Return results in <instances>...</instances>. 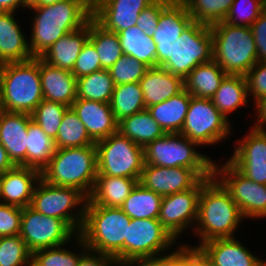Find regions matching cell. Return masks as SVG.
<instances>
[{
	"mask_svg": "<svg viewBox=\"0 0 266 266\" xmlns=\"http://www.w3.org/2000/svg\"><path fill=\"white\" fill-rule=\"evenodd\" d=\"M33 10L29 49L40 57L62 36L85 26L93 15V0H66L52 5H29Z\"/></svg>",
	"mask_w": 266,
	"mask_h": 266,
	"instance_id": "cell-1",
	"label": "cell"
},
{
	"mask_svg": "<svg viewBox=\"0 0 266 266\" xmlns=\"http://www.w3.org/2000/svg\"><path fill=\"white\" fill-rule=\"evenodd\" d=\"M243 214L230 193L212 176L201 189L194 235L200 244L189 248L198 249L203 243L214 239L234 238Z\"/></svg>",
	"mask_w": 266,
	"mask_h": 266,
	"instance_id": "cell-2",
	"label": "cell"
},
{
	"mask_svg": "<svg viewBox=\"0 0 266 266\" xmlns=\"http://www.w3.org/2000/svg\"><path fill=\"white\" fill-rule=\"evenodd\" d=\"M131 218L120 207L86 205L80 236L88 249L115 259L124 265V241Z\"/></svg>",
	"mask_w": 266,
	"mask_h": 266,
	"instance_id": "cell-3",
	"label": "cell"
},
{
	"mask_svg": "<svg viewBox=\"0 0 266 266\" xmlns=\"http://www.w3.org/2000/svg\"><path fill=\"white\" fill-rule=\"evenodd\" d=\"M97 177L96 145L56 149L41 179L55 186L80 190L87 198Z\"/></svg>",
	"mask_w": 266,
	"mask_h": 266,
	"instance_id": "cell-4",
	"label": "cell"
},
{
	"mask_svg": "<svg viewBox=\"0 0 266 266\" xmlns=\"http://www.w3.org/2000/svg\"><path fill=\"white\" fill-rule=\"evenodd\" d=\"M0 99L5 112L31 114L43 100L39 57L0 65Z\"/></svg>",
	"mask_w": 266,
	"mask_h": 266,
	"instance_id": "cell-5",
	"label": "cell"
},
{
	"mask_svg": "<svg viewBox=\"0 0 266 266\" xmlns=\"http://www.w3.org/2000/svg\"><path fill=\"white\" fill-rule=\"evenodd\" d=\"M213 60L210 26L192 21L176 42L157 47V66L183 79L198 65Z\"/></svg>",
	"mask_w": 266,
	"mask_h": 266,
	"instance_id": "cell-6",
	"label": "cell"
},
{
	"mask_svg": "<svg viewBox=\"0 0 266 266\" xmlns=\"http://www.w3.org/2000/svg\"><path fill=\"white\" fill-rule=\"evenodd\" d=\"M213 60L226 74L243 75L258 62L253 33L248 26L217 22L210 26Z\"/></svg>",
	"mask_w": 266,
	"mask_h": 266,
	"instance_id": "cell-7",
	"label": "cell"
},
{
	"mask_svg": "<svg viewBox=\"0 0 266 266\" xmlns=\"http://www.w3.org/2000/svg\"><path fill=\"white\" fill-rule=\"evenodd\" d=\"M198 146L180 133H165L144 147V163L159 167H186L201 178H211L214 161L198 152Z\"/></svg>",
	"mask_w": 266,
	"mask_h": 266,
	"instance_id": "cell-8",
	"label": "cell"
},
{
	"mask_svg": "<svg viewBox=\"0 0 266 266\" xmlns=\"http://www.w3.org/2000/svg\"><path fill=\"white\" fill-rule=\"evenodd\" d=\"M87 200L76 188L55 186L40 179L34 189L30 207L43 215L64 220L78 234L84 222Z\"/></svg>",
	"mask_w": 266,
	"mask_h": 266,
	"instance_id": "cell-9",
	"label": "cell"
},
{
	"mask_svg": "<svg viewBox=\"0 0 266 266\" xmlns=\"http://www.w3.org/2000/svg\"><path fill=\"white\" fill-rule=\"evenodd\" d=\"M97 176H114L140 180L144 167V148L119 132L95 143Z\"/></svg>",
	"mask_w": 266,
	"mask_h": 266,
	"instance_id": "cell-10",
	"label": "cell"
},
{
	"mask_svg": "<svg viewBox=\"0 0 266 266\" xmlns=\"http://www.w3.org/2000/svg\"><path fill=\"white\" fill-rule=\"evenodd\" d=\"M229 122L211 99L192 96L180 134L196 142L199 147L219 144L232 134Z\"/></svg>",
	"mask_w": 266,
	"mask_h": 266,
	"instance_id": "cell-11",
	"label": "cell"
},
{
	"mask_svg": "<svg viewBox=\"0 0 266 266\" xmlns=\"http://www.w3.org/2000/svg\"><path fill=\"white\" fill-rule=\"evenodd\" d=\"M213 176L230 193L244 220L266 218V185L248 179L228 160L223 165L214 160Z\"/></svg>",
	"mask_w": 266,
	"mask_h": 266,
	"instance_id": "cell-12",
	"label": "cell"
},
{
	"mask_svg": "<svg viewBox=\"0 0 266 266\" xmlns=\"http://www.w3.org/2000/svg\"><path fill=\"white\" fill-rule=\"evenodd\" d=\"M20 237L31 253L72 241L77 233L59 218L43 215L27 206L22 209Z\"/></svg>",
	"mask_w": 266,
	"mask_h": 266,
	"instance_id": "cell-13",
	"label": "cell"
},
{
	"mask_svg": "<svg viewBox=\"0 0 266 266\" xmlns=\"http://www.w3.org/2000/svg\"><path fill=\"white\" fill-rule=\"evenodd\" d=\"M176 242L158 219H131L127 240L124 241V264L168 253L167 250L175 247Z\"/></svg>",
	"mask_w": 266,
	"mask_h": 266,
	"instance_id": "cell-14",
	"label": "cell"
},
{
	"mask_svg": "<svg viewBox=\"0 0 266 266\" xmlns=\"http://www.w3.org/2000/svg\"><path fill=\"white\" fill-rule=\"evenodd\" d=\"M209 179L202 178L191 189L162 197L158 220L176 240L184 230H194L201 189Z\"/></svg>",
	"mask_w": 266,
	"mask_h": 266,
	"instance_id": "cell-15",
	"label": "cell"
},
{
	"mask_svg": "<svg viewBox=\"0 0 266 266\" xmlns=\"http://www.w3.org/2000/svg\"><path fill=\"white\" fill-rule=\"evenodd\" d=\"M236 140L233 155L228 161L255 183L266 185V129H251Z\"/></svg>",
	"mask_w": 266,
	"mask_h": 266,
	"instance_id": "cell-16",
	"label": "cell"
},
{
	"mask_svg": "<svg viewBox=\"0 0 266 266\" xmlns=\"http://www.w3.org/2000/svg\"><path fill=\"white\" fill-rule=\"evenodd\" d=\"M201 179L190 168L144 164L139 183L163 197L191 189Z\"/></svg>",
	"mask_w": 266,
	"mask_h": 266,
	"instance_id": "cell-17",
	"label": "cell"
},
{
	"mask_svg": "<svg viewBox=\"0 0 266 266\" xmlns=\"http://www.w3.org/2000/svg\"><path fill=\"white\" fill-rule=\"evenodd\" d=\"M31 114L0 111V143L16 166L27 167V131Z\"/></svg>",
	"mask_w": 266,
	"mask_h": 266,
	"instance_id": "cell-18",
	"label": "cell"
},
{
	"mask_svg": "<svg viewBox=\"0 0 266 266\" xmlns=\"http://www.w3.org/2000/svg\"><path fill=\"white\" fill-rule=\"evenodd\" d=\"M41 172L26 166H14L2 174L0 203L25 208L30 206Z\"/></svg>",
	"mask_w": 266,
	"mask_h": 266,
	"instance_id": "cell-19",
	"label": "cell"
},
{
	"mask_svg": "<svg viewBox=\"0 0 266 266\" xmlns=\"http://www.w3.org/2000/svg\"><path fill=\"white\" fill-rule=\"evenodd\" d=\"M71 107L95 143L118 132V122L110 103L76 99Z\"/></svg>",
	"mask_w": 266,
	"mask_h": 266,
	"instance_id": "cell-20",
	"label": "cell"
},
{
	"mask_svg": "<svg viewBox=\"0 0 266 266\" xmlns=\"http://www.w3.org/2000/svg\"><path fill=\"white\" fill-rule=\"evenodd\" d=\"M197 250L214 266H262L263 259L235 237L210 240Z\"/></svg>",
	"mask_w": 266,
	"mask_h": 266,
	"instance_id": "cell-21",
	"label": "cell"
},
{
	"mask_svg": "<svg viewBox=\"0 0 266 266\" xmlns=\"http://www.w3.org/2000/svg\"><path fill=\"white\" fill-rule=\"evenodd\" d=\"M43 99L71 107L77 99V78L71 71L49 65L39 57Z\"/></svg>",
	"mask_w": 266,
	"mask_h": 266,
	"instance_id": "cell-22",
	"label": "cell"
},
{
	"mask_svg": "<svg viewBox=\"0 0 266 266\" xmlns=\"http://www.w3.org/2000/svg\"><path fill=\"white\" fill-rule=\"evenodd\" d=\"M16 12H0V65L33 59Z\"/></svg>",
	"mask_w": 266,
	"mask_h": 266,
	"instance_id": "cell-23",
	"label": "cell"
},
{
	"mask_svg": "<svg viewBox=\"0 0 266 266\" xmlns=\"http://www.w3.org/2000/svg\"><path fill=\"white\" fill-rule=\"evenodd\" d=\"M146 109L159 104L184 89V79L162 67H150L140 79Z\"/></svg>",
	"mask_w": 266,
	"mask_h": 266,
	"instance_id": "cell-24",
	"label": "cell"
},
{
	"mask_svg": "<svg viewBox=\"0 0 266 266\" xmlns=\"http://www.w3.org/2000/svg\"><path fill=\"white\" fill-rule=\"evenodd\" d=\"M89 38V22L62 36L40 58L51 66L72 71L83 45Z\"/></svg>",
	"mask_w": 266,
	"mask_h": 266,
	"instance_id": "cell-25",
	"label": "cell"
},
{
	"mask_svg": "<svg viewBox=\"0 0 266 266\" xmlns=\"http://www.w3.org/2000/svg\"><path fill=\"white\" fill-rule=\"evenodd\" d=\"M192 21L185 5L180 0H172L159 15L152 39L157 47H167L177 41Z\"/></svg>",
	"mask_w": 266,
	"mask_h": 266,
	"instance_id": "cell-26",
	"label": "cell"
},
{
	"mask_svg": "<svg viewBox=\"0 0 266 266\" xmlns=\"http://www.w3.org/2000/svg\"><path fill=\"white\" fill-rule=\"evenodd\" d=\"M138 182L134 178L97 176L86 205L121 207Z\"/></svg>",
	"mask_w": 266,
	"mask_h": 266,
	"instance_id": "cell-27",
	"label": "cell"
},
{
	"mask_svg": "<svg viewBox=\"0 0 266 266\" xmlns=\"http://www.w3.org/2000/svg\"><path fill=\"white\" fill-rule=\"evenodd\" d=\"M191 95L183 89L169 99L147 108L165 133H180L188 112Z\"/></svg>",
	"mask_w": 266,
	"mask_h": 266,
	"instance_id": "cell-28",
	"label": "cell"
},
{
	"mask_svg": "<svg viewBox=\"0 0 266 266\" xmlns=\"http://www.w3.org/2000/svg\"><path fill=\"white\" fill-rule=\"evenodd\" d=\"M227 74L214 61L198 65L184 78V89L193 97L211 99Z\"/></svg>",
	"mask_w": 266,
	"mask_h": 266,
	"instance_id": "cell-29",
	"label": "cell"
},
{
	"mask_svg": "<svg viewBox=\"0 0 266 266\" xmlns=\"http://www.w3.org/2000/svg\"><path fill=\"white\" fill-rule=\"evenodd\" d=\"M247 81L243 75L227 74L211 98L214 106L229 121L230 113L248 106Z\"/></svg>",
	"mask_w": 266,
	"mask_h": 266,
	"instance_id": "cell-30",
	"label": "cell"
},
{
	"mask_svg": "<svg viewBox=\"0 0 266 266\" xmlns=\"http://www.w3.org/2000/svg\"><path fill=\"white\" fill-rule=\"evenodd\" d=\"M118 132L143 148L165 134L147 109L118 122Z\"/></svg>",
	"mask_w": 266,
	"mask_h": 266,
	"instance_id": "cell-31",
	"label": "cell"
},
{
	"mask_svg": "<svg viewBox=\"0 0 266 266\" xmlns=\"http://www.w3.org/2000/svg\"><path fill=\"white\" fill-rule=\"evenodd\" d=\"M117 34L124 55L134 57L149 67H157V46L151 36L145 35L138 26Z\"/></svg>",
	"mask_w": 266,
	"mask_h": 266,
	"instance_id": "cell-32",
	"label": "cell"
},
{
	"mask_svg": "<svg viewBox=\"0 0 266 266\" xmlns=\"http://www.w3.org/2000/svg\"><path fill=\"white\" fill-rule=\"evenodd\" d=\"M162 196L137 183L120 207L131 219H158Z\"/></svg>",
	"mask_w": 266,
	"mask_h": 266,
	"instance_id": "cell-33",
	"label": "cell"
},
{
	"mask_svg": "<svg viewBox=\"0 0 266 266\" xmlns=\"http://www.w3.org/2000/svg\"><path fill=\"white\" fill-rule=\"evenodd\" d=\"M88 40L95 46L102 69L109 70L123 55L118 34L106 30L93 17L89 20Z\"/></svg>",
	"mask_w": 266,
	"mask_h": 266,
	"instance_id": "cell-34",
	"label": "cell"
},
{
	"mask_svg": "<svg viewBox=\"0 0 266 266\" xmlns=\"http://www.w3.org/2000/svg\"><path fill=\"white\" fill-rule=\"evenodd\" d=\"M27 137V167L41 172L55 154V142L33 120L28 125Z\"/></svg>",
	"mask_w": 266,
	"mask_h": 266,
	"instance_id": "cell-35",
	"label": "cell"
},
{
	"mask_svg": "<svg viewBox=\"0 0 266 266\" xmlns=\"http://www.w3.org/2000/svg\"><path fill=\"white\" fill-rule=\"evenodd\" d=\"M110 107L117 122L145 110L144 94L139 82L115 85Z\"/></svg>",
	"mask_w": 266,
	"mask_h": 266,
	"instance_id": "cell-36",
	"label": "cell"
},
{
	"mask_svg": "<svg viewBox=\"0 0 266 266\" xmlns=\"http://www.w3.org/2000/svg\"><path fill=\"white\" fill-rule=\"evenodd\" d=\"M54 142L56 149L96 145L72 107L65 111Z\"/></svg>",
	"mask_w": 266,
	"mask_h": 266,
	"instance_id": "cell-37",
	"label": "cell"
},
{
	"mask_svg": "<svg viewBox=\"0 0 266 266\" xmlns=\"http://www.w3.org/2000/svg\"><path fill=\"white\" fill-rule=\"evenodd\" d=\"M114 87L109 70L101 69L77 79V99L110 103Z\"/></svg>",
	"mask_w": 266,
	"mask_h": 266,
	"instance_id": "cell-38",
	"label": "cell"
},
{
	"mask_svg": "<svg viewBox=\"0 0 266 266\" xmlns=\"http://www.w3.org/2000/svg\"><path fill=\"white\" fill-rule=\"evenodd\" d=\"M143 9L145 8L93 7L92 17L106 30L119 33L136 26Z\"/></svg>",
	"mask_w": 266,
	"mask_h": 266,
	"instance_id": "cell-39",
	"label": "cell"
},
{
	"mask_svg": "<svg viewBox=\"0 0 266 266\" xmlns=\"http://www.w3.org/2000/svg\"><path fill=\"white\" fill-rule=\"evenodd\" d=\"M74 240H76L75 243L80 248V253H75L68 248L66 249L65 246L68 243L38 250L32 253L31 266H77L80 256L88 248L79 233L75 236Z\"/></svg>",
	"mask_w": 266,
	"mask_h": 266,
	"instance_id": "cell-40",
	"label": "cell"
},
{
	"mask_svg": "<svg viewBox=\"0 0 266 266\" xmlns=\"http://www.w3.org/2000/svg\"><path fill=\"white\" fill-rule=\"evenodd\" d=\"M193 21L213 25L224 21L234 0H180Z\"/></svg>",
	"mask_w": 266,
	"mask_h": 266,
	"instance_id": "cell-41",
	"label": "cell"
},
{
	"mask_svg": "<svg viewBox=\"0 0 266 266\" xmlns=\"http://www.w3.org/2000/svg\"><path fill=\"white\" fill-rule=\"evenodd\" d=\"M67 108L64 104L43 99L31 113V117L47 136L55 140Z\"/></svg>",
	"mask_w": 266,
	"mask_h": 266,
	"instance_id": "cell-42",
	"label": "cell"
},
{
	"mask_svg": "<svg viewBox=\"0 0 266 266\" xmlns=\"http://www.w3.org/2000/svg\"><path fill=\"white\" fill-rule=\"evenodd\" d=\"M32 253L20 235L0 237V266H30Z\"/></svg>",
	"mask_w": 266,
	"mask_h": 266,
	"instance_id": "cell-43",
	"label": "cell"
},
{
	"mask_svg": "<svg viewBox=\"0 0 266 266\" xmlns=\"http://www.w3.org/2000/svg\"><path fill=\"white\" fill-rule=\"evenodd\" d=\"M265 9L264 0H234L223 22L250 27Z\"/></svg>",
	"mask_w": 266,
	"mask_h": 266,
	"instance_id": "cell-44",
	"label": "cell"
},
{
	"mask_svg": "<svg viewBox=\"0 0 266 266\" xmlns=\"http://www.w3.org/2000/svg\"><path fill=\"white\" fill-rule=\"evenodd\" d=\"M150 67L134 57L122 55L109 69L115 85L139 82Z\"/></svg>",
	"mask_w": 266,
	"mask_h": 266,
	"instance_id": "cell-45",
	"label": "cell"
},
{
	"mask_svg": "<svg viewBox=\"0 0 266 266\" xmlns=\"http://www.w3.org/2000/svg\"><path fill=\"white\" fill-rule=\"evenodd\" d=\"M101 69L99 55L95 46L87 40L77 57L71 73L78 79Z\"/></svg>",
	"mask_w": 266,
	"mask_h": 266,
	"instance_id": "cell-46",
	"label": "cell"
},
{
	"mask_svg": "<svg viewBox=\"0 0 266 266\" xmlns=\"http://www.w3.org/2000/svg\"><path fill=\"white\" fill-rule=\"evenodd\" d=\"M22 209L14 205L0 203V237L20 234Z\"/></svg>",
	"mask_w": 266,
	"mask_h": 266,
	"instance_id": "cell-47",
	"label": "cell"
},
{
	"mask_svg": "<svg viewBox=\"0 0 266 266\" xmlns=\"http://www.w3.org/2000/svg\"><path fill=\"white\" fill-rule=\"evenodd\" d=\"M171 1L172 0H155L141 11L136 26H138L145 35L152 37L158 25L159 15Z\"/></svg>",
	"mask_w": 266,
	"mask_h": 266,
	"instance_id": "cell-48",
	"label": "cell"
},
{
	"mask_svg": "<svg viewBox=\"0 0 266 266\" xmlns=\"http://www.w3.org/2000/svg\"><path fill=\"white\" fill-rule=\"evenodd\" d=\"M248 96L253 102L266 96V62H257L245 75Z\"/></svg>",
	"mask_w": 266,
	"mask_h": 266,
	"instance_id": "cell-49",
	"label": "cell"
},
{
	"mask_svg": "<svg viewBox=\"0 0 266 266\" xmlns=\"http://www.w3.org/2000/svg\"><path fill=\"white\" fill-rule=\"evenodd\" d=\"M182 244L169 254L135 259L122 266H175L184 257V243Z\"/></svg>",
	"mask_w": 266,
	"mask_h": 266,
	"instance_id": "cell-50",
	"label": "cell"
},
{
	"mask_svg": "<svg viewBox=\"0 0 266 266\" xmlns=\"http://www.w3.org/2000/svg\"><path fill=\"white\" fill-rule=\"evenodd\" d=\"M257 50L258 62H266V9L250 26Z\"/></svg>",
	"mask_w": 266,
	"mask_h": 266,
	"instance_id": "cell-51",
	"label": "cell"
},
{
	"mask_svg": "<svg viewBox=\"0 0 266 266\" xmlns=\"http://www.w3.org/2000/svg\"><path fill=\"white\" fill-rule=\"evenodd\" d=\"M77 266H118L109 255L87 249L79 258Z\"/></svg>",
	"mask_w": 266,
	"mask_h": 266,
	"instance_id": "cell-52",
	"label": "cell"
},
{
	"mask_svg": "<svg viewBox=\"0 0 266 266\" xmlns=\"http://www.w3.org/2000/svg\"><path fill=\"white\" fill-rule=\"evenodd\" d=\"M155 0H93V7L146 8Z\"/></svg>",
	"mask_w": 266,
	"mask_h": 266,
	"instance_id": "cell-53",
	"label": "cell"
},
{
	"mask_svg": "<svg viewBox=\"0 0 266 266\" xmlns=\"http://www.w3.org/2000/svg\"><path fill=\"white\" fill-rule=\"evenodd\" d=\"M184 257L193 266H214L197 249L189 248L184 244Z\"/></svg>",
	"mask_w": 266,
	"mask_h": 266,
	"instance_id": "cell-54",
	"label": "cell"
},
{
	"mask_svg": "<svg viewBox=\"0 0 266 266\" xmlns=\"http://www.w3.org/2000/svg\"><path fill=\"white\" fill-rule=\"evenodd\" d=\"M255 112L257 117V121L255 122L254 126L258 129H265L266 128V96L259 98L255 103Z\"/></svg>",
	"mask_w": 266,
	"mask_h": 266,
	"instance_id": "cell-55",
	"label": "cell"
},
{
	"mask_svg": "<svg viewBox=\"0 0 266 266\" xmlns=\"http://www.w3.org/2000/svg\"><path fill=\"white\" fill-rule=\"evenodd\" d=\"M31 0H0V12H16L19 8H28Z\"/></svg>",
	"mask_w": 266,
	"mask_h": 266,
	"instance_id": "cell-56",
	"label": "cell"
},
{
	"mask_svg": "<svg viewBox=\"0 0 266 266\" xmlns=\"http://www.w3.org/2000/svg\"><path fill=\"white\" fill-rule=\"evenodd\" d=\"M15 165L9 159L7 151L0 143V174H4L6 171L13 168Z\"/></svg>",
	"mask_w": 266,
	"mask_h": 266,
	"instance_id": "cell-57",
	"label": "cell"
},
{
	"mask_svg": "<svg viewBox=\"0 0 266 266\" xmlns=\"http://www.w3.org/2000/svg\"><path fill=\"white\" fill-rule=\"evenodd\" d=\"M60 1H66V0H31L30 5H52Z\"/></svg>",
	"mask_w": 266,
	"mask_h": 266,
	"instance_id": "cell-58",
	"label": "cell"
},
{
	"mask_svg": "<svg viewBox=\"0 0 266 266\" xmlns=\"http://www.w3.org/2000/svg\"><path fill=\"white\" fill-rule=\"evenodd\" d=\"M175 266H193L185 257H183Z\"/></svg>",
	"mask_w": 266,
	"mask_h": 266,
	"instance_id": "cell-59",
	"label": "cell"
},
{
	"mask_svg": "<svg viewBox=\"0 0 266 266\" xmlns=\"http://www.w3.org/2000/svg\"><path fill=\"white\" fill-rule=\"evenodd\" d=\"M262 266H266V260L262 261Z\"/></svg>",
	"mask_w": 266,
	"mask_h": 266,
	"instance_id": "cell-60",
	"label": "cell"
},
{
	"mask_svg": "<svg viewBox=\"0 0 266 266\" xmlns=\"http://www.w3.org/2000/svg\"><path fill=\"white\" fill-rule=\"evenodd\" d=\"M1 178H2V175L0 174V192H1Z\"/></svg>",
	"mask_w": 266,
	"mask_h": 266,
	"instance_id": "cell-61",
	"label": "cell"
}]
</instances>
